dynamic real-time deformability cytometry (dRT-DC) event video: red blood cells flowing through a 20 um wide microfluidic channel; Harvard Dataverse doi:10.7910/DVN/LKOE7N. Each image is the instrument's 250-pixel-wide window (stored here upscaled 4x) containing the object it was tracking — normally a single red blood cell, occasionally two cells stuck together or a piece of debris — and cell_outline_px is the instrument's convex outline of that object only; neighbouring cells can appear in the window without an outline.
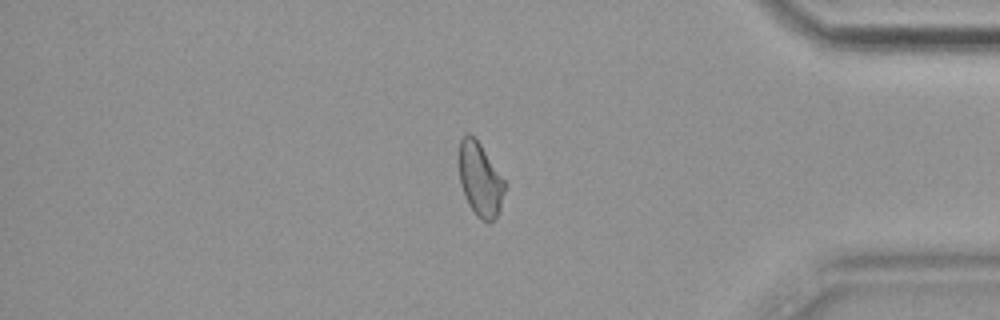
{"species": "common noctule bat (a hibernating species)", "species_latin": "Nyctalus noctula", "temperature_condition": "cold", "stored_images_in_passage": 55, "camera_frame_rate_fps": 3000, "um_per_image_px": 0.085, "animal": {"sex": "female", "body_mass_g": 19.9}, "frame": {"image": 1, "passage_image": 47, "time_ms": 15.333, "image_size_px": [1000, 320], "cell_outline_px": [[508, 184], [500, 208], [496, 216], [488, 224], [480, 220], [476, 216], [468, 204], [460, 184], [460, 140], [468, 132], [480, 144]], "centroid_in_image_um": [40.85, 15.31], "position_along_channel_um": 394.4, "area_um2": 19.65}, "authors_computed_cell_mechanics": {"area_um2": 20.5768, "velocity_mm_per_s": 3.6347, "shape_relaxation_time_tau1_ms": null, "shape_relaxation_time_tau2_ms": 1.5378, "deformation_change_tau1": null, "deformation_change_tau2": 0.0505}}